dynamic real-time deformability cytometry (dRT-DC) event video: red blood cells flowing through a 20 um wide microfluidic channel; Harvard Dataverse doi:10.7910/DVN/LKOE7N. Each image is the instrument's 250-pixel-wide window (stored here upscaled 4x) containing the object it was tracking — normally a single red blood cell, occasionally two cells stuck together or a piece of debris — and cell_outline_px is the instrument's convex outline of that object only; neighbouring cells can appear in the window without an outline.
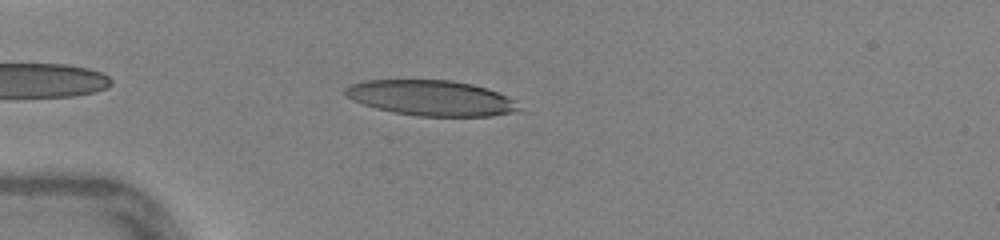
{"species": "human", "species_latin": "Homo sapiens", "temperature_condition": "warm", "stored_images_in_passage": 37, "camera_frame_rate_fps": 3000, "um_per_image_px": 0.085, "donor": {"sex": "female"}, "frame": {"image": 1, "passage_image": 4, "time_ms": 1.0, "image_size_px": [1000, 240], "cell_outline_px": [[520, 108], [516, 112], [492, 116], [420, 116], [396, 112], [376, 108], [352, 100], [344, 96], [344, 88], [352, 84], [364, 80], [452, 80], [472, 84], [488, 88], [512, 100]], "centroid_in_image_um": [36.61, 8.32], "position_along_channel_um": 48.4, "area_um2": 35.6}}
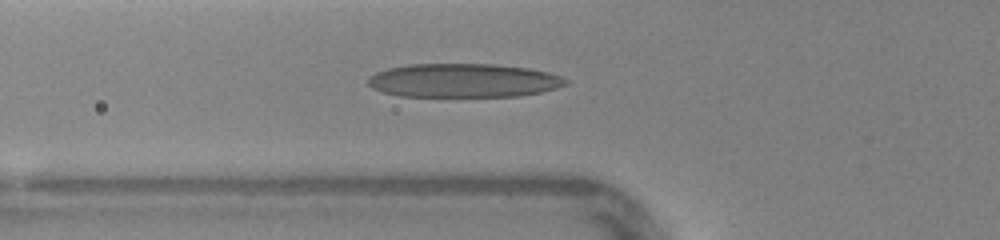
{"frame": {"image": 2, "passage_image": 8, "time_ms": 2.333, "image_size_px": [1000, 240], "cell_outline_px": [[568, 84], [556, 88], [540, 92], [520, 96], [400, 96], [384, 92], [372, 88], [368, 84], [368, 76], [376, 72], [388, 68], [408, 64], [496, 64], [528, 68], [548, 72], [560, 76], [568, 80]], "centroid_in_image_um": [39.39, 6.83], "position_along_channel_um": 86.4, "area_um2": 38.96}}
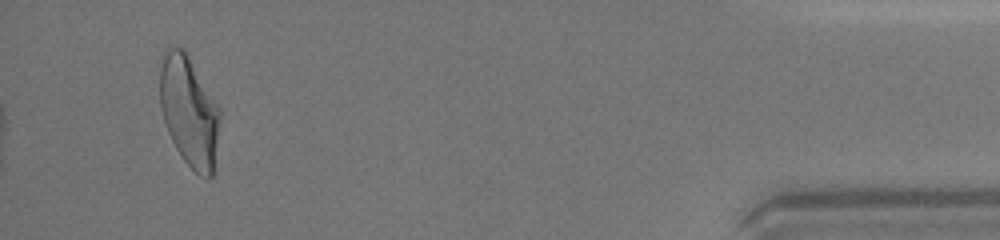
{"frame": {"image": 3, "passage_image": 35, "time_ms": 11.333, "image_size_px": [1000, 240], "cell_outline_px": [[220, 120], [212, 176], [208, 180], [200, 176], [184, 160], [176, 148], [168, 132], [160, 108], [160, 72], [164, 52], [168, 44], [184, 48], [220, 108]], "centroid_in_image_um": [16.07, 9.43], "position_along_channel_um": 419.1, "area_um2": 38.55}, "authors_computed_cell_mechanics": {"area_um2": 37.6856, "velocity_mm_per_s": 4.3954, "shape_relaxation_time_tau1_ms": 4.9414, "shape_relaxation_time_tau2_ms": 1.0155, "deformation_change_tau1": 0.2283, "deformation_change_tau2": 0.1107}}